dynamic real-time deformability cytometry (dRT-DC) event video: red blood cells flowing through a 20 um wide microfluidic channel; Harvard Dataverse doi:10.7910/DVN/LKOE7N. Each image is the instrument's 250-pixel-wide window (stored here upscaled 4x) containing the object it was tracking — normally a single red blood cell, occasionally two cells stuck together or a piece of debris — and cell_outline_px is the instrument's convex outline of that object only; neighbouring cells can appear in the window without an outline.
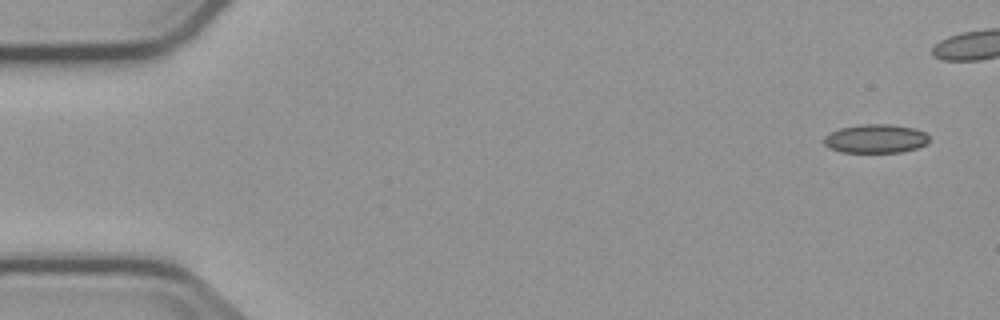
{"species": "common noctule bat (a hibernating species)", "species_latin": "Nyctalus noctula", "temperature_condition": "cold", "stored_images_in_passage": 6, "camera_frame_rate_fps": 3000, "um_per_image_px": 0.085, "animal": {"sex": "male", "body_mass_g": 23.1, "forearm_length_mm": 52.7}, "frame": {"image": 1, "passage_image": 1, "time_ms": 0.0, "image_size_px": [1000, 320], "cell_outline_px": [[928, 144], [916, 148], [900, 152], [840, 152], [828, 148], [824, 144], [824, 136], [840, 128], [864, 124], [888, 124], [916, 128], [924, 132], [928, 136]], "centroid_in_image_um": [74.43, 11.79], "position_along_channel_um": 10.6, "area_um2": 17.63}}